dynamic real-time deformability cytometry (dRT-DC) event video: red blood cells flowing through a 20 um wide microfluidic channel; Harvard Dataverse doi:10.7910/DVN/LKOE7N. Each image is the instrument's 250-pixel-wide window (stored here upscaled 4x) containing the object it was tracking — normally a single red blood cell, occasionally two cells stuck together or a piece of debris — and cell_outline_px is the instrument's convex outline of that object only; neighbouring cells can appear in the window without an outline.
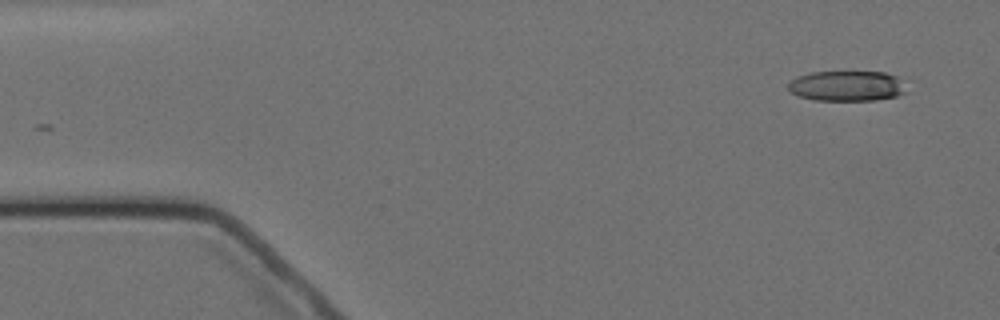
{"species": "Egyptian fruit bat (a non-hibernating species)", "species_latin": "Rousettus aegyptiacus", "temperature_condition": "cold", "stored_images_in_passage": 2, "camera_frame_rate_fps": 3000, "um_per_image_px": 0.085, "animal": {"sex": "female"}, "frame": {"image": 1, "passage_image": 2, "time_ms": 2.0, "image_size_px": [1000, 320], "cell_outline_px": [[908, 92], [896, 96], [876, 100], [812, 100], [800, 96], [792, 92], [788, 88], [788, 84], [796, 76], [812, 72], [884, 72], [896, 76], [904, 80]], "centroid_in_image_um": [72.04, 7.3], "position_along_channel_um": 13.0, "area_um2": 21.04}}